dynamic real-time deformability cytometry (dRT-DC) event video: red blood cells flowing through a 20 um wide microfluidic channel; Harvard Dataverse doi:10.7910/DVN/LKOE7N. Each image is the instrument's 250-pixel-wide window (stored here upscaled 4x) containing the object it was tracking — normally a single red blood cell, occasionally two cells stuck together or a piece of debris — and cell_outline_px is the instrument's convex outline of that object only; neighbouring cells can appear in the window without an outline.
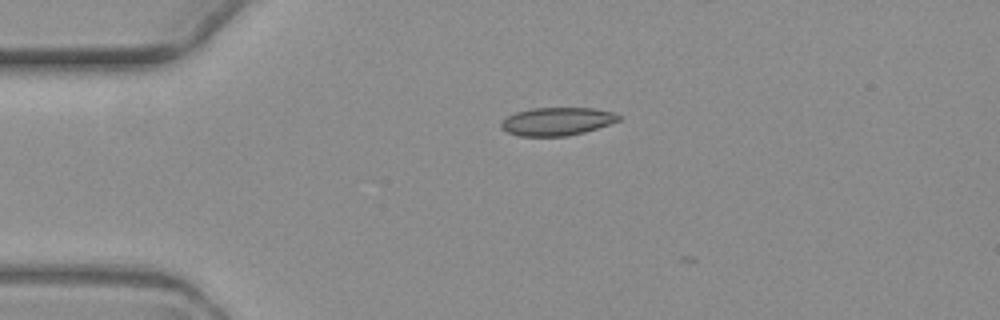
{"species": "common noctule bat (a hibernating species)", "species_latin": "Nyctalus noctula", "temperature_condition": "warm", "stored_images_in_passage": 2, "camera_frame_rate_fps": 3000, "um_per_image_px": 0.085, "animal": {"sex": "female", "body_mass_g": 19.3, "forearm_length_mm": 54.1}, "frame": {"image": 1, "passage_image": 1, "time_ms": 0.0, "image_size_px": [1000, 320], "cell_outline_px": [[620, 120], [584, 132], [568, 136], [520, 136], [508, 132], [500, 128], [500, 120], [516, 112], [532, 108], [592, 108], [616, 112], [620, 116]], "centroid_in_image_um": [47.32, 10.31], "position_along_channel_um": 37.7, "area_um2": 19.25}}